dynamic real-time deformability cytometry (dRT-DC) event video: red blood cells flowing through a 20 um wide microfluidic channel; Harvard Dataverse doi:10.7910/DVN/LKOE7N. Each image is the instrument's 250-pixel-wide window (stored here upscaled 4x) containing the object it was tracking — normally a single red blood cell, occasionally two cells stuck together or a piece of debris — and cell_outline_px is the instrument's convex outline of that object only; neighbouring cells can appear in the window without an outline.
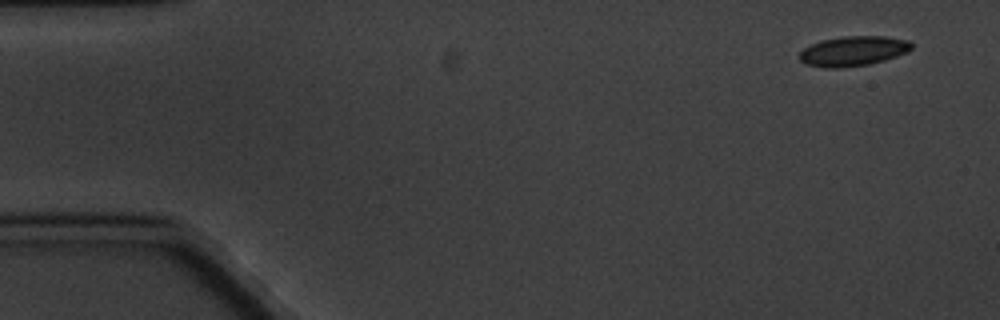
{"species": "common noctule bat (a hibernating species)", "species_latin": "Nyctalus noctula", "temperature_condition": "cold", "stored_images_in_passage": 5, "camera_frame_rate_fps": 3000, "um_per_image_px": 0.085, "animal": {"sex": "male", "body_mass_g": 20.1, "forearm_length_mm": 53.5}, "frame": {"image": 1, "passage_image": 1, "time_ms": 0.0, "image_size_px": [1000, 320], "cell_outline_px": [[912, 48], [908, 52], [884, 60], [868, 64], [836, 68], [828, 68], [808, 64], [800, 60], [800, 52], [804, 48], [812, 44], [824, 40], [844, 36], [884, 36], [908, 40], [912, 44]], "centroid_in_image_um": [72.55, 4.33], "position_along_channel_um": 12.4, "area_um2": 19.19}}
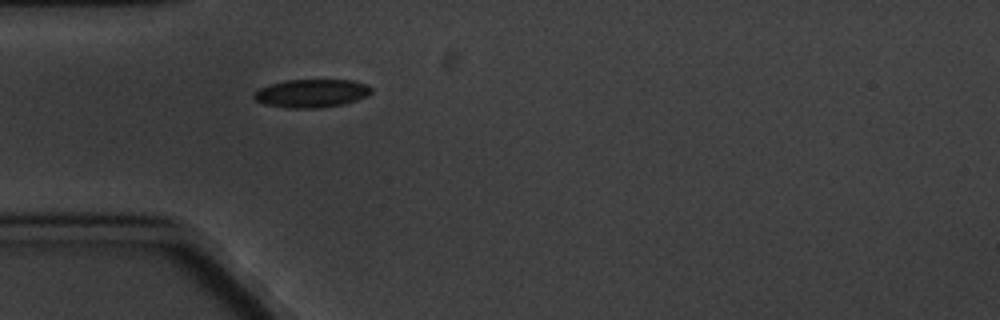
{"frame": {"image": 2, "passage_image": 5, "time_ms": 4.667, "image_size_px": [1000, 320], "cell_outline_px": [[372, 92], [368, 96], [344, 104], [320, 108], [284, 108], [264, 104], [256, 100], [252, 96], [260, 88], [268, 84], [288, 80], [352, 80], [368, 84], [372, 88]], "centroid_in_image_um": [26.5, 7.93], "position_along_channel_um": 58.5, "area_um2": 19.48}}